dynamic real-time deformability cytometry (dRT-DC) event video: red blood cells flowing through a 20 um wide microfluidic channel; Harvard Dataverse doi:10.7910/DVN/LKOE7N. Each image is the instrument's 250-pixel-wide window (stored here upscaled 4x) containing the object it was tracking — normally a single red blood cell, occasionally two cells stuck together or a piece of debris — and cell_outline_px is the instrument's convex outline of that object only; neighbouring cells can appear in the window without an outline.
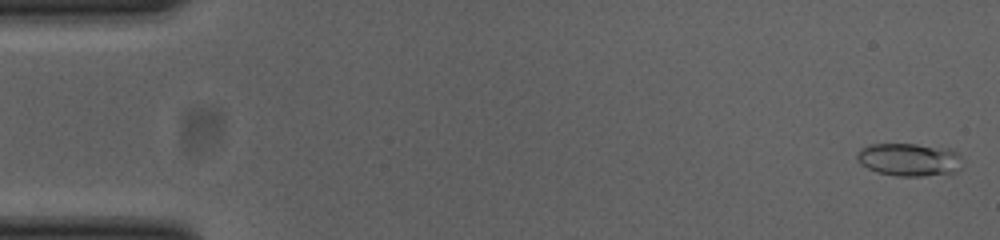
{"species": "common noctule bat (a hibernating species)", "species_latin": "Nyctalus noctula", "temperature_condition": "cold", "stored_images_in_passage": 52, "camera_frame_rate_fps": 3000, "um_per_image_px": 0.085, "animal": {"sex": "female", "body_mass_g": 23.0, "forearm_length_mm": 53.4}, "frame": {"image": 1, "passage_image": 1, "time_ms": 0.0, "image_size_px": [1000, 240], "cell_outline_px": [[964, 168], [956, 172], [924, 176], [896, 176], [876, 172], [860, 164], [856, 160], [856, 156], [860, 148], [868, 144], [916, 144], [948, 148], [960, 152], [964, 160]], "centroid_in_image_um": [77.35, 13.56], "position_along_channel_um": 7.7, "area_um2": 20.87}}
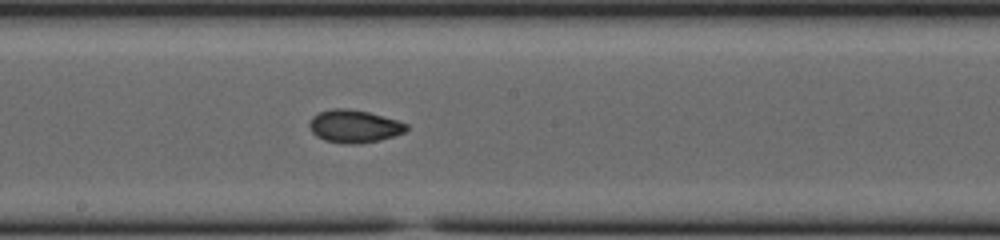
{"frame": {"image": 2, "passage_image": 28, "time_ms": 9.0, "image_size_px": [1000, 240], "cell_outline_px": [[408, 128], [404, 132], [380, 140], [360, 144], [344, 144], [324, 140], [316, 136], [312, 132], [308, 124], [312, 116], [320, 112], [332, 108], [348, 108], [368, 112], [396, 120], [408, 124]], "centroid_in_image_um": [30.07, 10.74], "position_along_channel_um": 218.1, "area_um2": 18.55}}
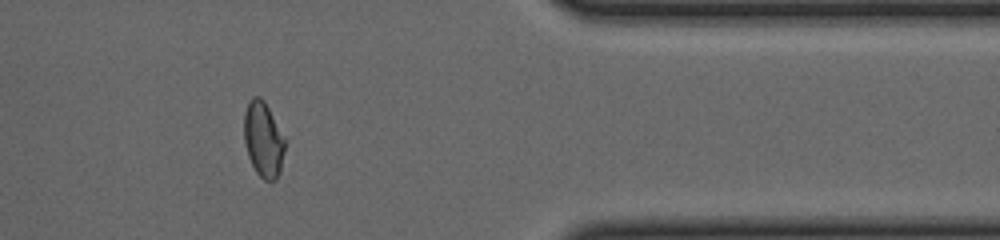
{"frame": {"image": 3, "passage_image": 43, "time_ms": 14.0, "image_size_px": [1000, 240], "cell_outline_px": [[284, 152], [280, 172], [276, 180], [264, 180], [256, 172], [248, 156], [244, 140], [244, 112], [248, 100], [252, 96], [260, 96], [264, 100], [284, 136]], "centroid_in_image_um": [22.37, 11.83], "position_along_channel_um": 389.0, "area_um2": 17.98}, "authors_computed_cell_mechanics": {"area_um2": 18.3226, "velocity_mm_per_s": 3.8617, "shape_relaxation_time_tau1_ms": null, "shape_relaxation_time_tau2_ms": 1.5758, "deformation_change_tau1": null, "deformation_change_tau2": 0.061}}